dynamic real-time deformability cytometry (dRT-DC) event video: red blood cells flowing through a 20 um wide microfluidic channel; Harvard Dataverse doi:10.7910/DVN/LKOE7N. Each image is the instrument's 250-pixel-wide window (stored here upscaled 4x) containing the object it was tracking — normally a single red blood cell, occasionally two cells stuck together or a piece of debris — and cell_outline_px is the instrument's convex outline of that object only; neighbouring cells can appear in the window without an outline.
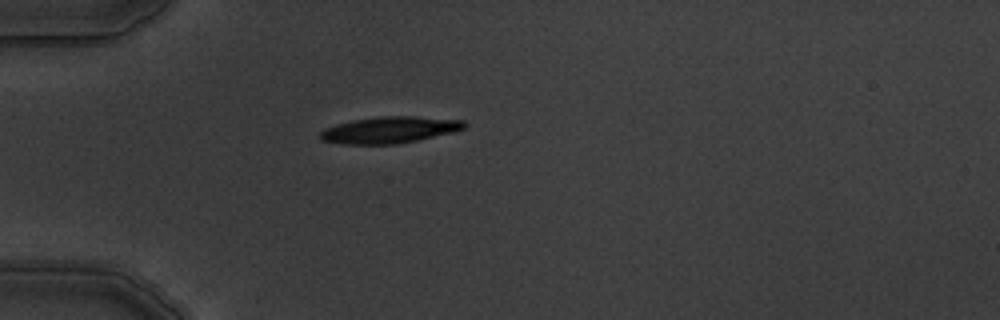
{"species": "common noctule bat (a hibernating species)", "species_latin": "Nyctalus noctula", "temperature_condition": "warm", "stored_images_in_passage": 2, "camera_frame_rate_fps": 3000, "um_per_image_px": 0.085, "animal": {"sex": "male", "body_mass_g": 19.5, "forearm_length_mm": 54.6}, "frame": {"image": 1, "passage_image": 1, "time_ms": 0.0, "image_size_px": [1000, 320], "cell_outline_px": [[468, 124], [464, 128], [452, 132], [416, 140], [396, 144], [344, 144], [320, 140], [320, 132], [324, 128], [336, 124], [356, 120], [380, 116], [416, 116], [464, 120]], "centroid_in_image_um": [33.11, 11.03], "position_along_channel_um": 51.9, "area_um2": 22.14}}